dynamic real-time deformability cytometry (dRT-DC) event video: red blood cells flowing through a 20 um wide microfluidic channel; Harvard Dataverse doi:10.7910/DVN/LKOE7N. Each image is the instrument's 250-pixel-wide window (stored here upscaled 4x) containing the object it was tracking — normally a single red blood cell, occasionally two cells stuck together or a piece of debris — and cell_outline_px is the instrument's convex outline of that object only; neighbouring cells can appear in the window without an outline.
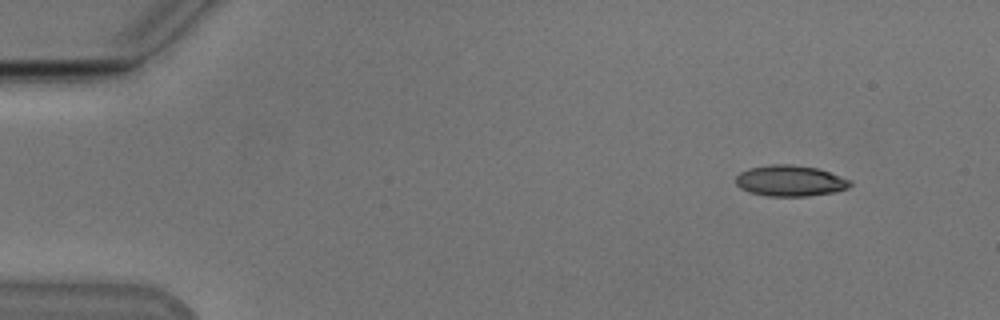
{"species": "Egyptian fruit bat (a non-hibernating species)", "species_latin": "Rousettus aegyptiacus", "temperature_condition": "cold", "stored_images_in_passage": 49, "camera_frame_rate_fps": 3000, "um_per_image_px": 0.085, "animal": {"sex": "male"}, "frame": {"image": 1, "passage_image": 1, "time_ms": 0.0, "image_size_px": [1000, 320], "cell_outline_px": [[852, 184], [848, 188], [832, 192], [808, 196], [768, 196], [752, 192], [736, 184], [736, 176], [740, 172], [748, 168], [772, 164], [792, 164], [816, 168], [852, 180]], "centroid_in_image_um": [67.18, 15.36], "position_along_channel_um": 17.8, "area_um2": 20.4}}
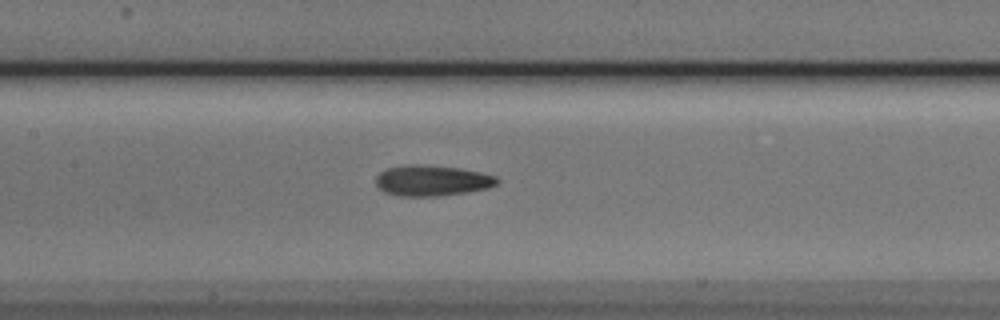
{"frame": {"image": 2, "passage_image": 21, "time_ms": 6.667, "image_size_px": [1000, 320], "cell_outline_px": [[500, 180], [496, 184], [488, 188], [468, 192], [440, 196], [400, 196], [384, 192], [376, 184], [376, 176], [380, 172], [388, 168], [408, 164], [420, 164], [460, 168], [480, 172], [496, 176]], "centroid_in_image_um": [36.73, 15.35], "position_along_channel_um": 170.7, "area_um2": 21.79}}
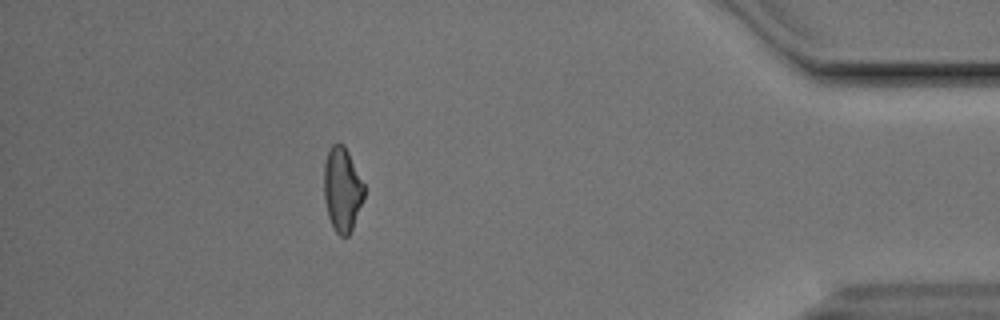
{"frame": {"image": 3, "passage_image": 43, "time_ms": 14.0, "image_size_px": [1000, 320], "cell_outline_px": [[364, 196], [352, 228], [348, 236], [340, 236], [336, 232], [328, 216], [324, 200], [324, 164], [328, 152], [332, 144], [344, 144], [364, 184]], "centroid_in_image_um": [29.07, 16.1], "position_along_channel_um": 406.1, "area_um2": 19.42}, "authors_computed_cell_mechanics": {"area_um2": 20.5768, "velocity_mm_per_s": 3.8617, "shape_relaxation_time_tau1_ms": null, "shape_relaxation_time_tau2_ms": 3.767, "deformation_change_tau1": null, "deformation_change_tau2": 0.1255}}